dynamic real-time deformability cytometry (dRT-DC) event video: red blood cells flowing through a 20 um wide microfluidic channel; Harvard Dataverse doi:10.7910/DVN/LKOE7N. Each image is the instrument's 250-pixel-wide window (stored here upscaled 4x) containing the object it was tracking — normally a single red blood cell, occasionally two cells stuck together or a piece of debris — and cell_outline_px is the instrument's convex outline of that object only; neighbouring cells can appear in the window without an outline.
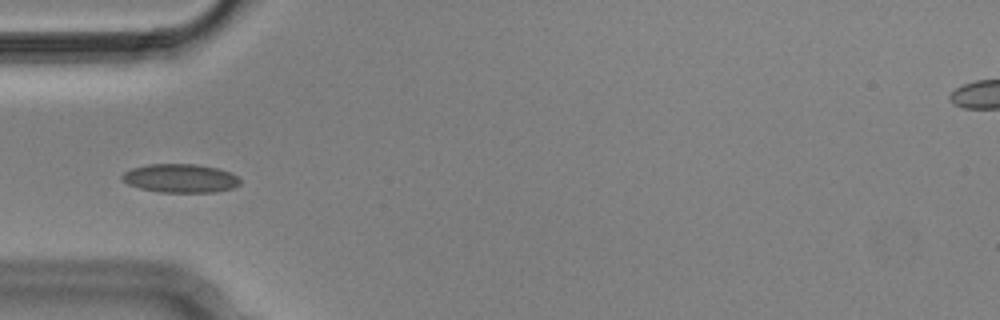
{"species": "Egyptian fruit bat (a non-hibernating species)", "species_latin": "Rousettus aegyptiacus", "temperature_condition": "cold", "stored_images_in_passage": 6, "camera_frame_rate_fps": 3000, "um_per_image_px": 0.085, "animal": {"sex": "male"}, "frame": {"image": 1, "passage_image": 5, "time_ms": 1.333, "image_size_px": [1000, 320], "cell_outline_px": [[240, 184], [232, 188], [216, 192], [160, 192], [140, 188], [128, 184], [120, 176], [124, 172], [132, 168], [148, 164], [196, 164], [216, 168], [228, 172], [236, 176], [240, 180]], "centroid_in_image_um": [15.31, 15.15], "position_along_channel_um": 69.7, "area_um2": 19.54}}
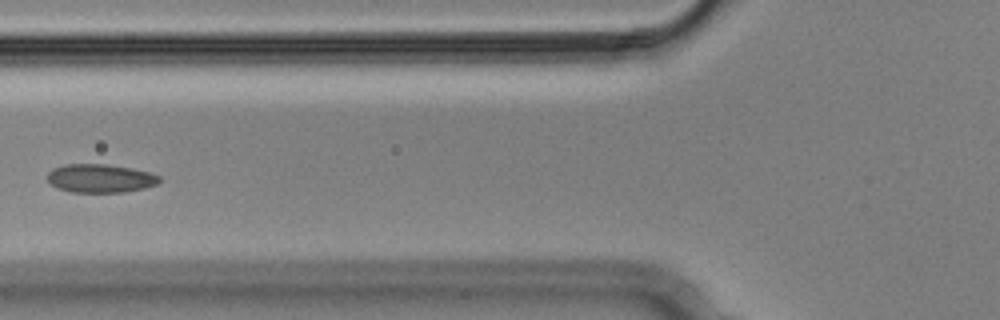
{"frame": {"image": 2, "passage_image": 6, "time_ms": 1.667, "image_size_px": [1000, 320], "cell_outline_px": [[160, 180], [156, 184], [144, 188], [124, 192], [72, 192], [56, 188], [48, 180], [48, 172], [52, 168], [64, 164], [108, 164], [132, 168], [148, 172], [160, 176]], "centroid_in_image_um": [8.5, 15.15], "position_along_channel_um": 117.3, "area_um2": 18.61}}